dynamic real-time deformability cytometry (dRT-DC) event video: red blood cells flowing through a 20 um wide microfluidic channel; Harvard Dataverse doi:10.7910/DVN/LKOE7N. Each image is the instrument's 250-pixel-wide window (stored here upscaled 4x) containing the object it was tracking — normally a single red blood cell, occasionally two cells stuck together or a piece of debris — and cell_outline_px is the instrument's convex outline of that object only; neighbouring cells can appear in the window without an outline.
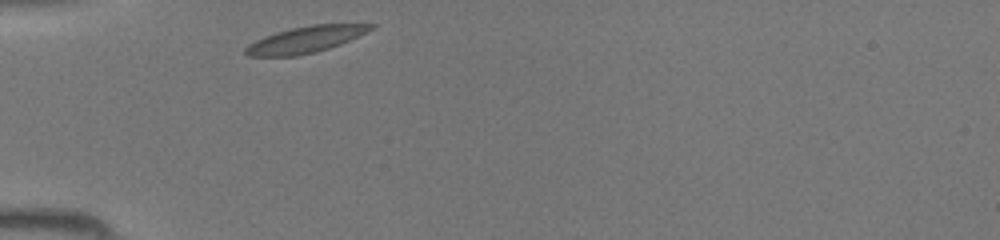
{"species": "common noctule bat (a hibernating species)", "species_latin": "Nyctalus noctula", "temperature_condition": "room temperature", "stored_images_in_passage": 26, "camera_frame_rate_fps": 3000, "um_per_image_px": 0.085, "animal": {"sex": "female", "body_mass_g": 19.5, "forearm_length_mm": 54.1}, "frame": {"image": 1, "passage_image": 1, "time_ms": 0.0, "image_size_px": [1000, 240], "cell_outline_px": [[376, 28], [340, 44], [316, 52], [296, 56], [248, 56], [244, 52], [244, 48], [248, 44], [264, 36], [276, 32], [292, 28], [312, 24], [376, 24]], "centroid_in_image_um": [25.96, 3.36], "position_along_channel_um": 59.0, "area_um2": 19.25}}
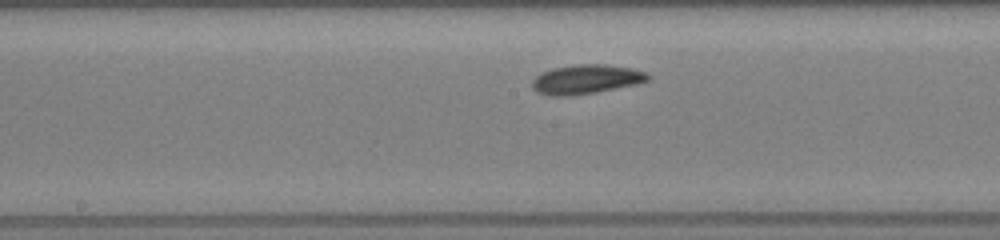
{"frame": {"image": 2, "passage_image": 11, "time_ms": 3.333, "image_size_px": [1000, 240], "cell_outline_px": [[652, 76], [648, 80], [636, 84], [596, 92], [568, 96], [552, 96], [536, 92], [532, 88], [532, 80], [536, 76], [552, 68], [572, 64], [604, 64], [632, 68], [644, 72]], "centroid_in_image_um": [49.8, 6.73], "position_along_channel_um": 198.4, "area_um2": 19.77}}
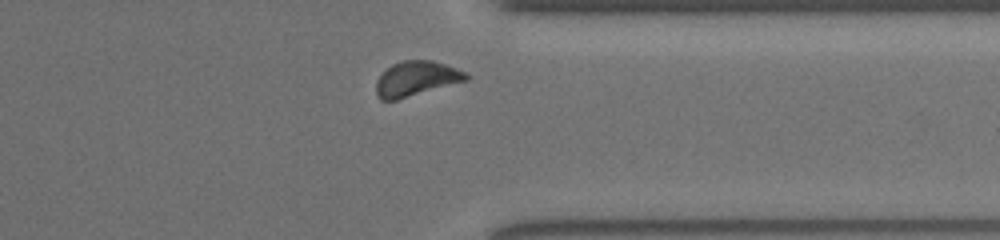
{"frame": {"image": 3, "passage_image": 23, "time_ms": 7.333, "image_size_px": [1000, 240], "cell_outline_px": [[468, 80], [396, 100], [380, 100], [376, 92], [376, 80], [392, 64], [404, 60], [432, 60], [468, 72]], "centroid_in_image_um": [35.39, 6.68], "position_along_channel_um": 376.0, "area_um2": 18.15}}